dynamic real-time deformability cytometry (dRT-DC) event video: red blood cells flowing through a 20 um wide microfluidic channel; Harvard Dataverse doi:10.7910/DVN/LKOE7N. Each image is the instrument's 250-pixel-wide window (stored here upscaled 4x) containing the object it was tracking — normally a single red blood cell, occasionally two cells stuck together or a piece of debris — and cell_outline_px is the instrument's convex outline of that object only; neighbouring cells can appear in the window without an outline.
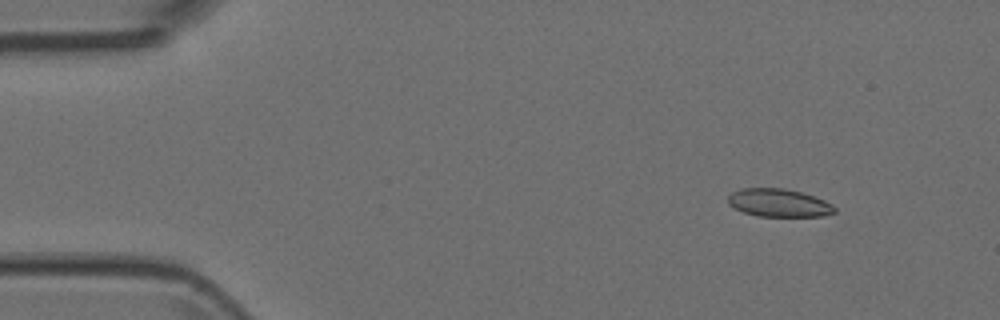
{"species": "Egyptian fruit bat (a non-hibernating species)", "species_latin": "Rousettus aegyptiacus", "temperature_condition": "room temperature", "stored_images_in_passage": 5, "camera_frame_rate_fps": 3000, "um_per_image_px": 0.085, "animal": {"sex": "female"}, "frame": {"image": 1, "passage_image": 1, "time_ms": 0.0, "image_size_px": [1000, 320], "cell_outline_px": [[836, 212], [824, 216], [756, 216], [744, 212], [728, 204], [728, 196], [732, 192], [740, 188], [784, 188], [800, 192], [824, 200], [832, 204], [836, 208]], "centroid_in_image_um": [66.19, 17.24], "position_along_channel_um": 18.8, "area_um2": 17.34}}
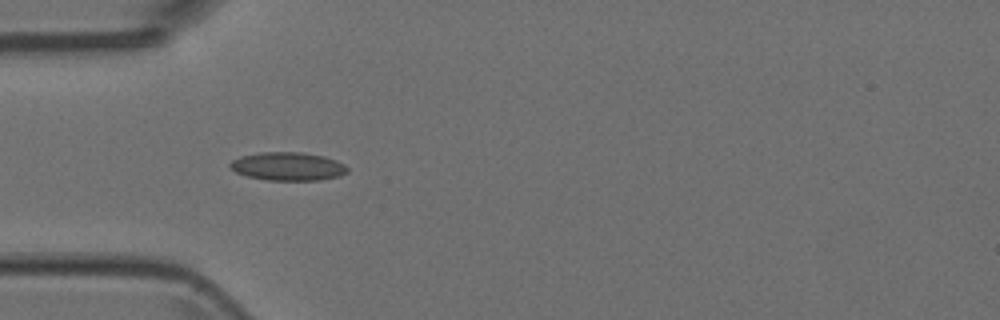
{"frame": {"image": 2, "passage_image": 4, "time_ms": 1.0, "image_size_px": [1000, 320], "cell_outline_px": [[348, 172], [340, 176], [320, 180], [268, 180], [248, 176], [236, 172], [228, 164], [232, 160], [240, 156], [260, 152], [300, 152], [324, 156], [336, 160], [344, 164], [348, 168]], "centroid_in_image_um": [24.49, 14.14], "position_along_channel_um": 60.5, "area_um2": 19.36}}
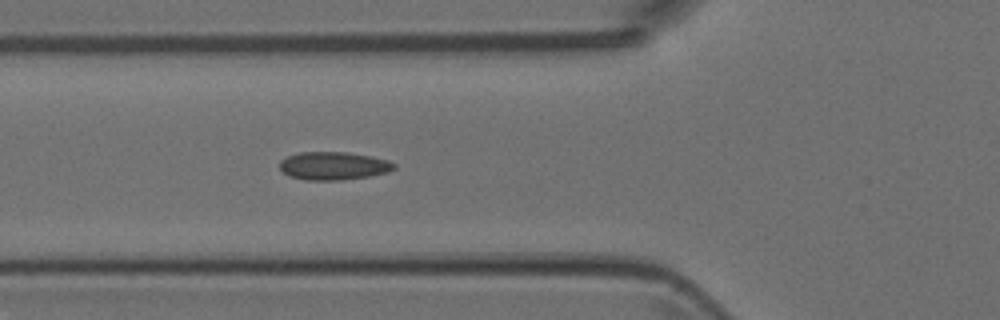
{"frame": {"image": 3, "passage_image": 5, "time_ms": 1.333, "image_size_px": [1000, 320], "cell_outline_px": [[396, 168], [388, 172], [368, 176], [340, 180], [304, 180], [288, 176], [280, 168], [280, 160], [288, 156], [300, 152], [344, 152], [372, 156], [388, 160], [396, 164]], "centroid_in_image_um": [28.35, 14.09], "position_along_channel_um": 97.5, "area_um2": 18.73}}